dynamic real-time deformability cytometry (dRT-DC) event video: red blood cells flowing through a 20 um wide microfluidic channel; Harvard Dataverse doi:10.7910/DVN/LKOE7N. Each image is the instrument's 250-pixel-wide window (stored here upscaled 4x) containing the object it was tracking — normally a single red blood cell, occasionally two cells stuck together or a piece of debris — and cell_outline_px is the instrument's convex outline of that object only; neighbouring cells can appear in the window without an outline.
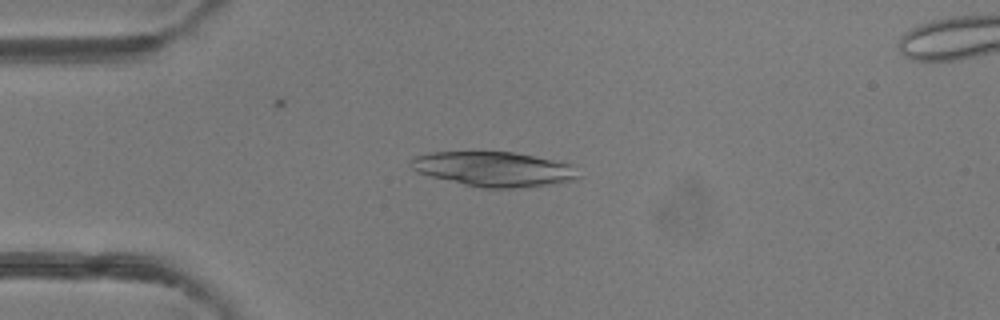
{"species": "common noctule bat (a hibernating species)", "species_latin": "Nyctalus noctula", "temperature_condition": "room temperature", "stored_images_in_passage": 4, "camera_frame_rate_fps": 3000, "um_per_image_px": 0.085, "animal": {"sex": "female"}, "frame": {"image": 1, "passage_image": 4, "time_ms": 3.333, "image_size_px": [1000, 320], "cell_outline_px": [[580, 176], [572, 180], [560, 184], [512, 188], [480, 188], [416, 172], [408, 164], [416, 156], [432, 152], [512, 152], [572, 164]], "centroid_in_image_um": [42.0, 14.38], "position_along_channel_um": 43.0, "area_um2": 33.76}}